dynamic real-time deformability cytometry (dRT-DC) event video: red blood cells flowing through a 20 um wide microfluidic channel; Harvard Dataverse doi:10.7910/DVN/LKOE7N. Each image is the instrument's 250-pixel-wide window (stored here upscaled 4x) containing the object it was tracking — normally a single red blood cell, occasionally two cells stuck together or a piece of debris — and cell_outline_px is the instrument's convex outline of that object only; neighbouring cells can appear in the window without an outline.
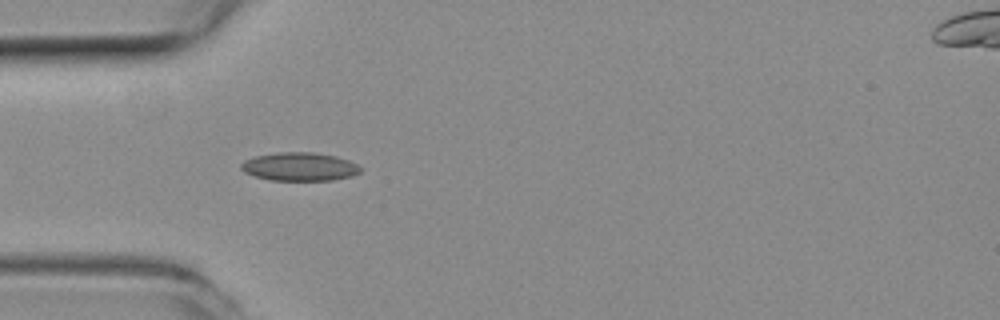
{"species": "common noctule bat (a hibernating species)", "species_latin": "Nyctalus noctula", "temperature_condition": "room temperature", "stored_images_in_passage": 40, "camera_frame_rate_fps": 3000, "um_per_image_px": 0.085, "animal": {"sex": "female", "body_mass_g": 19.3, "forearm_length_mm": 54.1}, "frame": {"image": 1, "passage_image": 4, "time_ms": 1.0, "image_size_px": [1000, 320], "cell_outline_px": [[360, 172], [352, 176], [332, 180], [268, 180], [244, 172], [240, 168], [240, 164], [244, 160], [256, 156], [280, 152], [312, 152], [336, 156], [348, 160], [356, 164], [360, 168]], "centroid_in_image_um": [25.45, 14.17], "position_along_channel_um": 59.6, "area_um2": 19.65}}
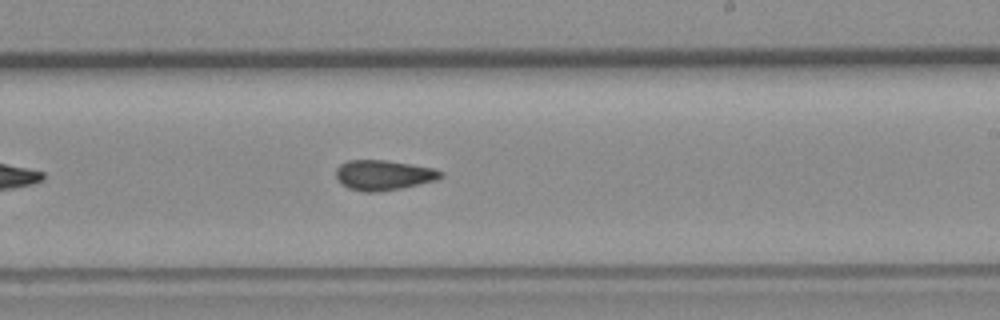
{"frame": {"image": 2, "passage_image": 19, "time_ms": 6.0, "image_size_px": [1000, 320], "cell_outline_px": [[444, 176], [436, 180], [400, 188], [376, 192], [364, 192], [348, 188], [340, 184], [336, 176], [336, 168], [340, 164], [348, 160], [384, 160], [412, 164], [432, 168], [444, 172]], "centroid_in_image_um": [32.57, 14.88], "position_along_channel_um": 256.4, "area_um2": 18.38}}
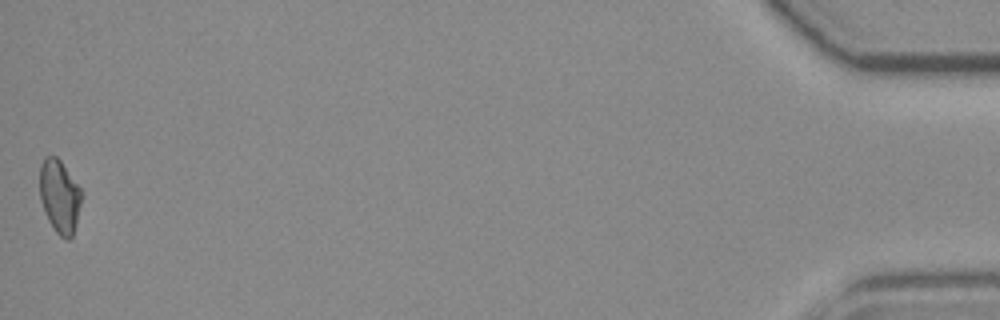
{"frame": {"image": 3, "passage_image": 40, "time_ms": 13.0, "image_size_px": [1000, 320], "cell_outline_px": [[80, 204], [76, 224], [72, 236], [68, 240], [60, 236], [56, 232], [48, 220], [44, 212], [40, 200], [40, 164], [44, 156], [56, 156], [60, 160], [80, 188]], "centroid_in_image_um": [5.03, 16.68], "position_along_channel_um": 430.2, "area_um2": 17.63}, "authors_computed_cell_mechanics": {"area_um2": 18.1781, "velocity_mm_per_s": 3.981, "shape_relaxation_time_tau1_ms": null, "shape_relaxation_time_tau2_ms": 3.5881, "deformation_change_tau1": null, "deformation_change_tau2": 0.0898}}